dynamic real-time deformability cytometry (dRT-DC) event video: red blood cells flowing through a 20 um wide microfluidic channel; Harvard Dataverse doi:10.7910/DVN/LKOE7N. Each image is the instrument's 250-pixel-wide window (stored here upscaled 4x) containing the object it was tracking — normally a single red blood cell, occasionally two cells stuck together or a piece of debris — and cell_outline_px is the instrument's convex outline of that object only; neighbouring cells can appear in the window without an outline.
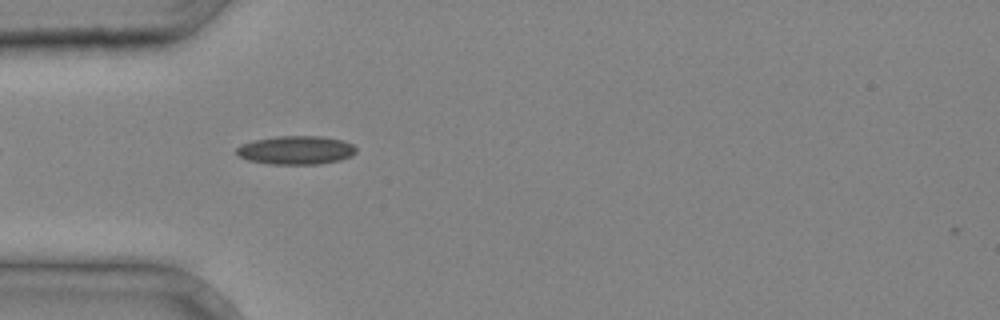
{"species": "common noctule bat (a hibernating species)", "species_latin": "Nyctalus noctula", "temperature_condition": "cold", "stored_images_in_passage": 2, "camera_frame_rate_fps": 3000, "um_per_image_px": 0.085, "animal": {"sex": "male", "body_mass_g": 20.4}, "frame": {"image": 1, "passage_image": 2, "time_ms": 0.333, "image_size_px": [1000, 320], "cell_outline_px": [[356, 152], [352, 156], [340, 160], [320, 164], [268, 164], [248, 160], [236, 156], [236, 148], [240, 144], [256, 140], [276, 136], [320, 136], [344, 140], [352, 144], [356, 148]], "centroid_in_image_um": [25.15, 12.76], "position_along_channel_um": 59.8, "area_um2": 20.11}}